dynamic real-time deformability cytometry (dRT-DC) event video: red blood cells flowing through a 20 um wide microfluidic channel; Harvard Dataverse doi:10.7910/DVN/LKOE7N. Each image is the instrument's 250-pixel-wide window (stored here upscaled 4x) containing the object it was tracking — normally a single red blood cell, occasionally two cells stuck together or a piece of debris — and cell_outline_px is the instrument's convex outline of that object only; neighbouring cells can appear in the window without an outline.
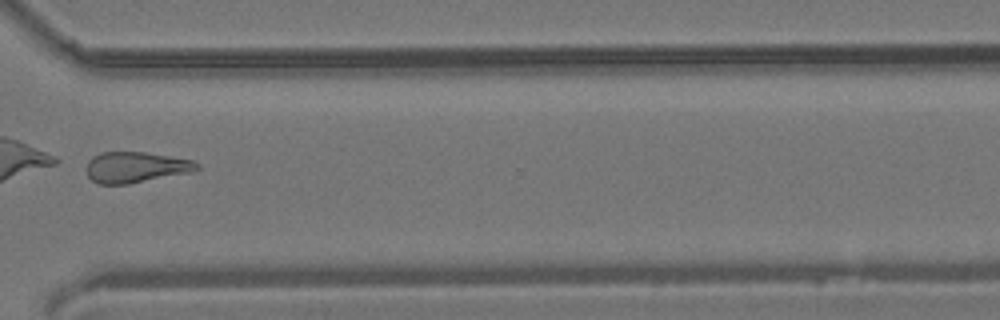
{"species": "common noctule bat (a hibernating species)", "species_latin": "Nyctalus noctula", "temperature_condition": "room temperature", "stored_images_in_passage": 38, "camera_frame_rate_fps": 3000, "um_per_image_px": 0.085, "animal": {"sex": "male", "body_mass_g": 19.2, "forearm_length_mm": 51.8}, "frame": {"image": 1, "passage_image": 27, "time_ms": 8.667, "image_size_px": [1000, 320], "cell_outline_px": [[200, 168], [192, 172], [128, 184], [100, 184], [92, 180], [88, 176], [88, 160], [92, 156], [100, 152], [144, 152], [192, 160], [200, 164]], "centroid_in_image_um": [11.55, 14.21], "position_along_channel_um": 359.1, "area_um2": 19.77}}